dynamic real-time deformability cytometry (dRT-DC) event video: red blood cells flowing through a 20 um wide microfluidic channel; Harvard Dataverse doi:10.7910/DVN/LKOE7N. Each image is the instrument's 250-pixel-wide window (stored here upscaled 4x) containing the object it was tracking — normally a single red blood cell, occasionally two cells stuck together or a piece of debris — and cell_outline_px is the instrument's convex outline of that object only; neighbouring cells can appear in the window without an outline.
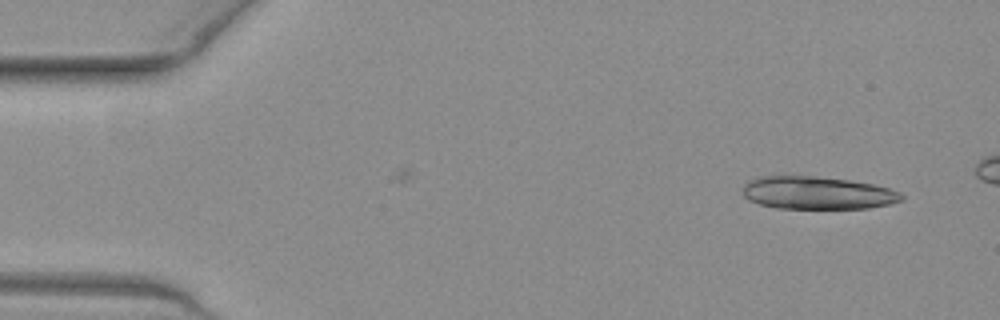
{"species": "common noctule bat (a hibernating species)", "species_latin": "Nyctalus noctula", "temperature_condition": "warm", "stored_images_in_passage": 19, "camera_frame_rate_fps": 3000, "um_per_image_px": 0.085, "animal": {"sex": "female", "body_mass_g": 19.3, "forearm_length_mm": 54.1}, "frame": {"image": 1, "passage_image": 3, "time_ms": 0.667, "image_size_px": [1000, 320], "cell_outline_px": [[904, 200], [888, 204], [868, 208], [776, 208], [760, 204], [748, 200], [744, 196], [744, 184], [748, 180], [760, 176], [816, 176], [848, 180], [872, 184], [888, 188], [900, 192], [904, 196]], "centroid_in_image_um": [69.47, 16.39], "position_along_channel_um": 15.5, "area_um2": 30.23}}